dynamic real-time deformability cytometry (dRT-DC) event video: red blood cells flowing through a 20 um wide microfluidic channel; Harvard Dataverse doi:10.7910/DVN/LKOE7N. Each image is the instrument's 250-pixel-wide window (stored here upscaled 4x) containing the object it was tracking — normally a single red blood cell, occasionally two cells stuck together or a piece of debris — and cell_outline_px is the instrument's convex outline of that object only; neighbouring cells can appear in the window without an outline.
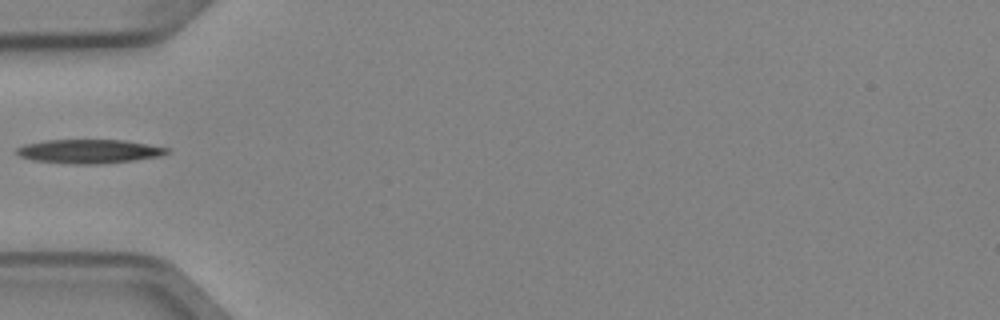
{"species": "Egyptian fruit bat (a non-hibernating species)", "species_latin": "Rousettus aegyptiacus", "temperature_condition": "cold", "stored_images_in_passage": 2, "camera_frame_rate_fps": 3000, "um_per_image_px": 0.085, "animal": {"sex": "female"}, "frame": {"image": 1, "passage_image": 2, "time_ms": 0.333, "image_size_px": [1000, 320], "cell_outline_px": [[172, 152], [160, 156], [132, 160], [96, 164], [76, 164], [36, 160], [20, 156], [16, 152], [16, 148], [28, 144], [44, 140], [124, 140], [172, 148]], "centroid_in_image_um": [7.66, 12.85], "position_along_channel_um": 77.3, "area_um2": 20.75}}